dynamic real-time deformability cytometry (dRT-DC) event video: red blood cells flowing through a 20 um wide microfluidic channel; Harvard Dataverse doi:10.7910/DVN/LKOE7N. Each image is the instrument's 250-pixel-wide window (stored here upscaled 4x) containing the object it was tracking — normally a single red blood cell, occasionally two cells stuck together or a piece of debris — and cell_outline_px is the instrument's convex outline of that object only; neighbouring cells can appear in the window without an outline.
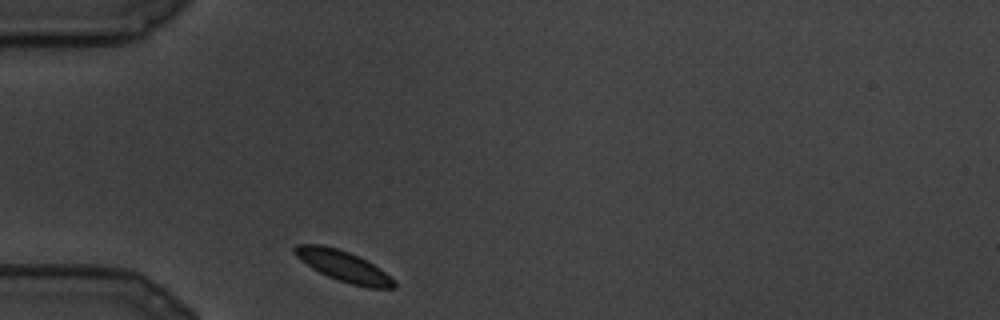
{"species": "common noctule bat (a hibernating species)", "species_latin": "Nyctalus noctula", "temperature_condition": "cold", "stored_images_in_passage": 5, "camera_frame_rate_fps": 3000, "um_per_image_px": 0.085, "animal": {"sex": "male", "body_mass_g": 19.5, "forearm_length_mm": 54.6}, "frame": {"image": 1, "passage_image": 1, "time_ms": 0.0, "image_size_px": [1000, 320], "cell_outline_px": [[396, 288], [368, 288], [352, 284], [328, 276], [312, 268], [296, 256], [292, 252], [292, 248], [296, 244], [324, 244], [348, 252], [380, 268], [396, 280]], "centroid_in_image_um": [29.19, 22.62], "position_along_channel_um": 55.8, "area_um2": 17.69}}
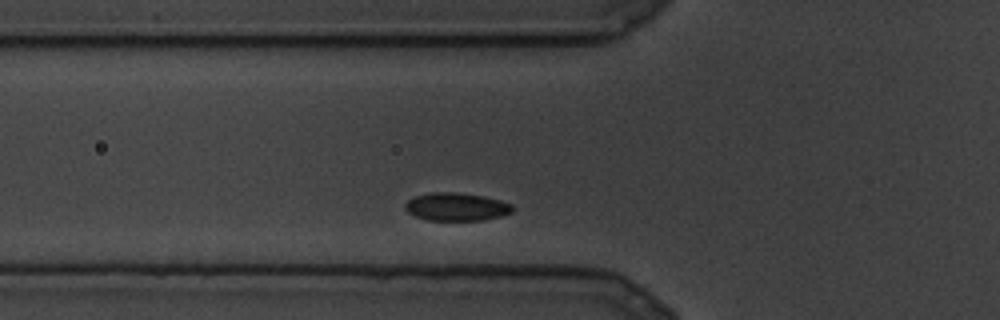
{"frame": {"image": 2, "passage_image": 3, "time_ms": 0.667, "image_size_px": [1000, 320], "cell_outline_px": [[512, 212], [500, 216], [480, 220], [428, 220], [416, 216], [408, 212], [404, 208], [404, 204], [408, 200], [416, 196], [428, 192], [456, 192], [484, 196], [500, 200], [512, 204]], "centroid_in_image_um": [38.77, 17.56], "position_along_channel_um": 87.0, "area_um2": 17.46}}
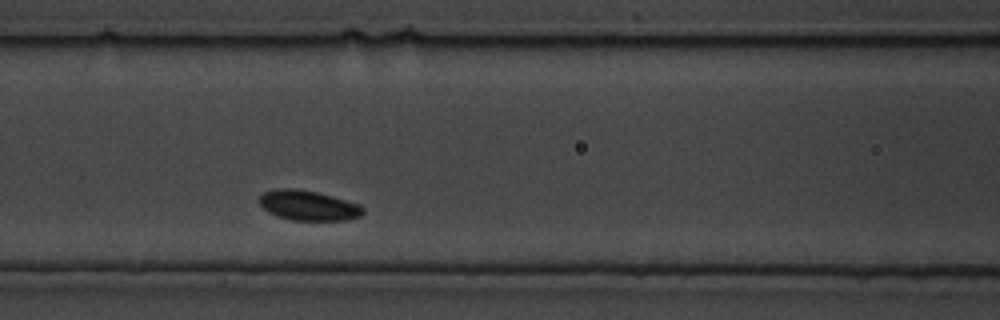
{"frame": {"image": 3, "passage_image": 5, "time_ms": 1.333, "image_size_px": [1000, 320], "cell_outline_px": [[364, 212], [360, 216], [348, 220], [292, 220], [268, 212], [260, 204], [260, 196], [264, 192], [276, 188], [292, 188], [316, 192], [332, 196], [360, 204], [364, 208]], "centroid_in_image_um": [26.23, 17.46], "position_along_channel_um": 140.4, "area_um2": 17.98}}